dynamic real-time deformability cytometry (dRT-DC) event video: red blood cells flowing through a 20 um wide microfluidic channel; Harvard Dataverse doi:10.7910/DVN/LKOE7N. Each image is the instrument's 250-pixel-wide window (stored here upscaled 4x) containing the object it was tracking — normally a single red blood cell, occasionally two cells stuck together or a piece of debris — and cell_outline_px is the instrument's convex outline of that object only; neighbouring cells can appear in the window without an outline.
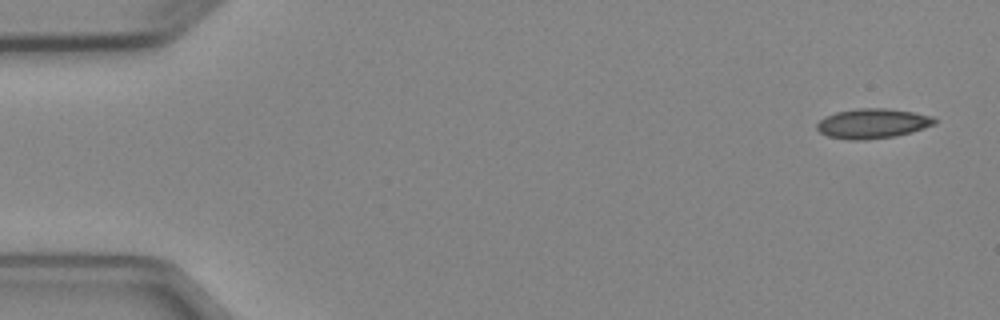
{"species": "Egyptian fruit bat (a non-hibernating species)", "species_latin": "Rousettus aegyptiacus", "temperature_condition": "cold", "stored_images_in_passage": 6, "camera_frame_rate_fps": 3000, "um_per_image_px": 0.085, "animal": {"sex": "female"}, "frame": {"image": 1, "passage_image": 1, "time_ms": 0.0, "image_size_px": [1000, 320], "cell_outline_px": [[936, 124], [912, 132], [892, 136], [864, 140], [848, 140], [828, 136], [820, 132], [816, 128], [816, 124], [824, 116], [836, 112], [856, 108], [884, 108], [912, 112], [932, 116], [936, 120]], "centroid_in_image_um": [74.14, 10.49], "position_along_channel_um": 10.9, "area_um2": 20.4}}
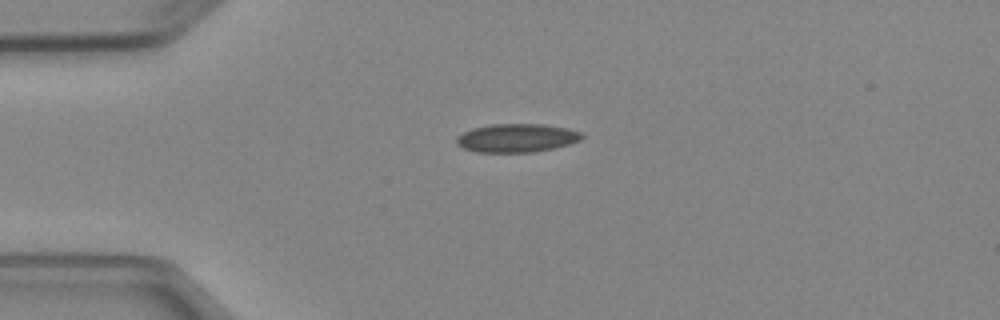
{"frame": {"image": 2, "passage_image": 4, "time_ms": 3.333, "image_size_px": [1000, 320], "cell_outline_px": [[584, 136], [580, 140], [568, 144], [552, 148], [532, 152], [476, 152], [464, 148], [456, 144], [456, 136], [472, 128], [492, 124], [544, 124], [568, 128], [580, 132]], "centroid_in_image_um": [43.9, 11.72], "position_along_channel_um": 41.1, "area_um2": 20.75}}